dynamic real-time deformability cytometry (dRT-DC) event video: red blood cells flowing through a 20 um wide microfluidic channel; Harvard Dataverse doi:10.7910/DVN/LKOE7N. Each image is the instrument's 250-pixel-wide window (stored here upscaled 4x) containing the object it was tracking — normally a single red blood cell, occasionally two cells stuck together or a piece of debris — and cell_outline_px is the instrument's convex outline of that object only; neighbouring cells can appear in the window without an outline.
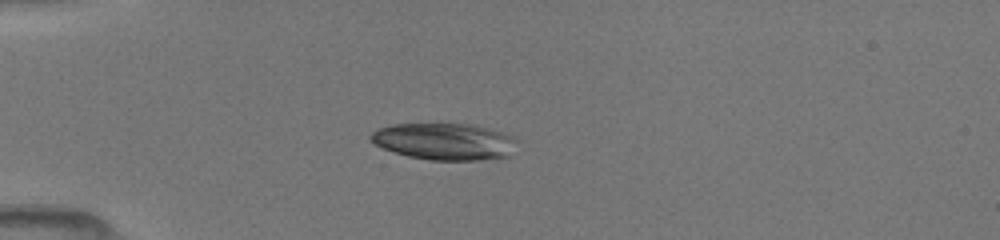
{"species": "common noctule bat (a hibernating species)", "species_latin": "Nyctalus noctula", "temperature_condition": "room temperature", "stored_images_in_passage": 12, "camera_frame_rate_fps": 3000, "um_per_image_px": 0.085, "animal": {"sex": "female", "body_mass_g": 19.5, "forearm_length_mm": 54.1}, "frame": {"image": 1, "passage_image": 9, "time_ms": 4.333, "image_size_px": [1000, 240], "cell_outline_px": [[512, 140], [504, 156], [480, 160], [428, 160], [408, 156], [392, 152], [368, 140], [368, 136], [372, 132], [380, 128], [396, 124], [468, 124], [500, 132], [512, 136]], "centroid_in_image_um": [37.6, 12.02], "position_along_channel_um": 47.4, "area_um2": 30.35}}